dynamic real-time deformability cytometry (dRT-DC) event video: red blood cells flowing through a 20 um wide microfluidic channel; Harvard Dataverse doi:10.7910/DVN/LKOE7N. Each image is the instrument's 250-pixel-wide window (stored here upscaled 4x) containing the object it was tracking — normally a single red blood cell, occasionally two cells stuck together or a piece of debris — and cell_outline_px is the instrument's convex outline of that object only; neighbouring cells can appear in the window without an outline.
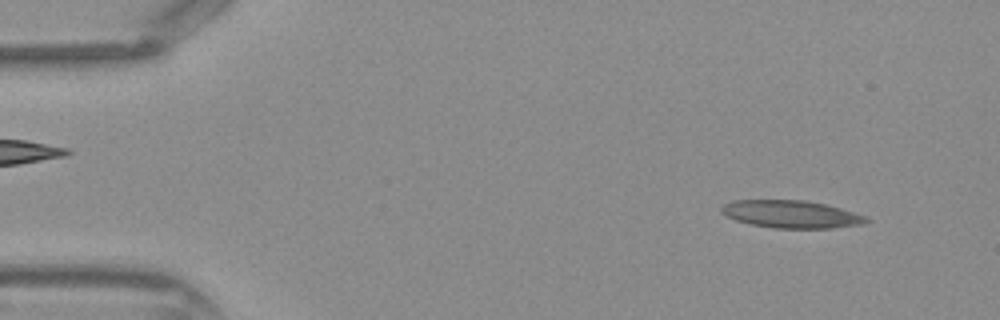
{"species": "Egyptian fruit bat (a non-hibernating species)", "species_latin": "Rousettus aegyptiacus", "temperature_condition": "warm", "stored_images_in_passage": 4, "camera_frame_rate_fps": 3000, "um_per_image_px": 0.085, "frame": {"image": 1, "passage_image": 3, "time_ms": 0.667, "image_size_px": [1000, 320], "cell_outline_px": [[872, 220], [864, 224], [832, 228], [772, 228], [752, 224], [736, 220], [724, 216], [720, 212], [720, 208], [724, 204], [732, 200], [804, 200], [824, 204], [840, 208], [868, 216]], "centroid_in_image_um": [67.26, 18.21], "position_along_channel_um": 17.7, "area_um2": 23.47}}